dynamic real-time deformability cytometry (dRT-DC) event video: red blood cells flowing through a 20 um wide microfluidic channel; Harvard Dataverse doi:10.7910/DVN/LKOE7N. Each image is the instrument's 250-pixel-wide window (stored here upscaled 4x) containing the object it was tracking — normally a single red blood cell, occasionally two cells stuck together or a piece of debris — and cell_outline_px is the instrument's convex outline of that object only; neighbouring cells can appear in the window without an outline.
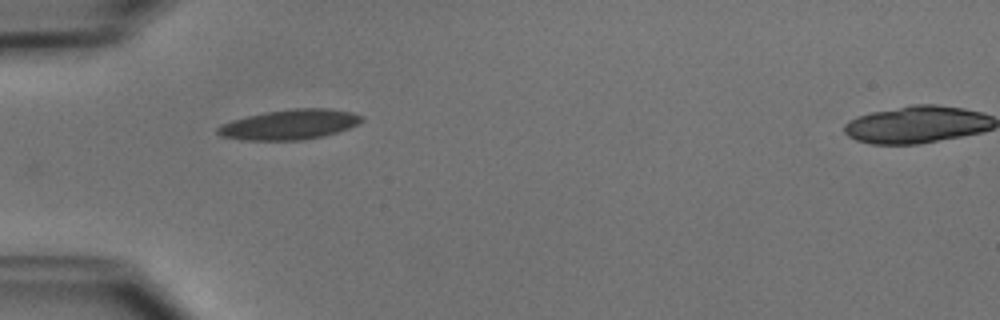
{"species": "common noctule bat (a hibernating species)", "species_latin": "Nyctalus noctula", "temperature_condition": "cold", "stored_images_in_passage": 37, "camera_frame_rate_fps": 3000, "um_per_image_px": 0.085, "animal": {"sex": "male", "body_mass_g": 15.6}, "frame": {"image": 1, "passage_image": 1, "time_ms": 0.0, "image_size_px": [1000, 320], "cell_outline_px": [[364, 120], [348, 128], [324, 136], [304, 140], [240, 140], [220, 136], [216, 132], [216, 128], [220, 124], [232, 120], [264, 112], [292, 108], [328, 108], [352, 112], [364, 116]], "centroid_in_image_um": [24.59, 10.58], "position_along_channel_um": 60.4, "area_um2": 25.37}}
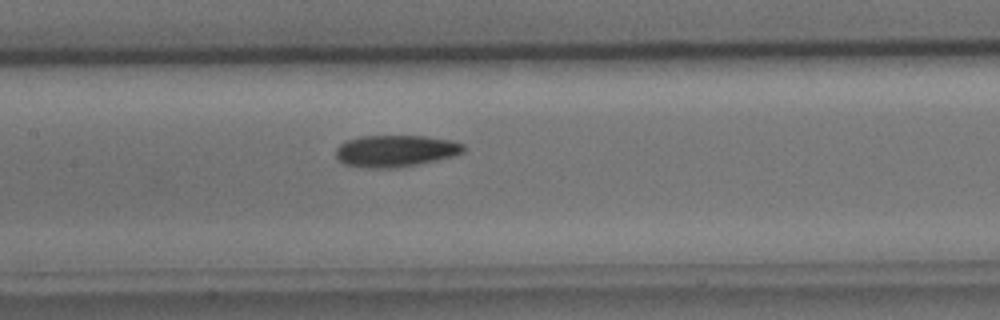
{"frame": {"image": 2, "passage_image": 10, "time_ms": 3.0, "image_size_px": [1000, 320], "cell_outline_px": [[464, 152], [456, 156], [400, 168], [368, 168], [344, 164], [336, 160], [336, 148], [340, 144], [348, 140], [360, 136], [424, 136], [448, 140], [464, 144]], "centroid_in_image_um": [33.61, 12.84], "position_along_channel_um": 173.8, "area_um2": 23.81}}
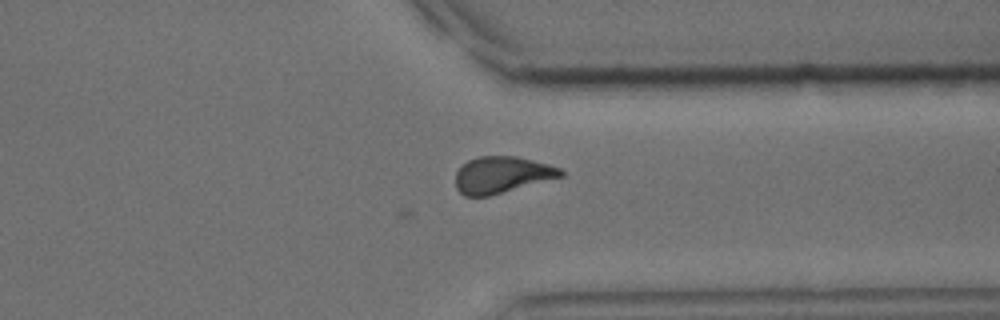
{"frame": {"image": 3, "passage_image": 25, "time_ms": 8.0, "image_size_px": [1000, 320], "cell_outline_px": [[564, 176], [488, 196], [464, 196], [456, 188], [456, 172], [468, 160], [480, 156], [516, 156], [548, 164], [560, 168], [564, 172]], "centroid_in_image_um": [42.66, 14.86], "position_along_channel_um": 368.7, "area_um2": 22.25}, "authors_computed_cell_mechanics": {"area_um2": 22.831, "velocity_mm_per_s": 3.8994, "shape_relaxation_time_tau1_ms": null, "shape_relaxation_time_tau2_ms": 3.5557, "deformation_change_tau1": null, "deformation_change_tau2": 0.0954}}